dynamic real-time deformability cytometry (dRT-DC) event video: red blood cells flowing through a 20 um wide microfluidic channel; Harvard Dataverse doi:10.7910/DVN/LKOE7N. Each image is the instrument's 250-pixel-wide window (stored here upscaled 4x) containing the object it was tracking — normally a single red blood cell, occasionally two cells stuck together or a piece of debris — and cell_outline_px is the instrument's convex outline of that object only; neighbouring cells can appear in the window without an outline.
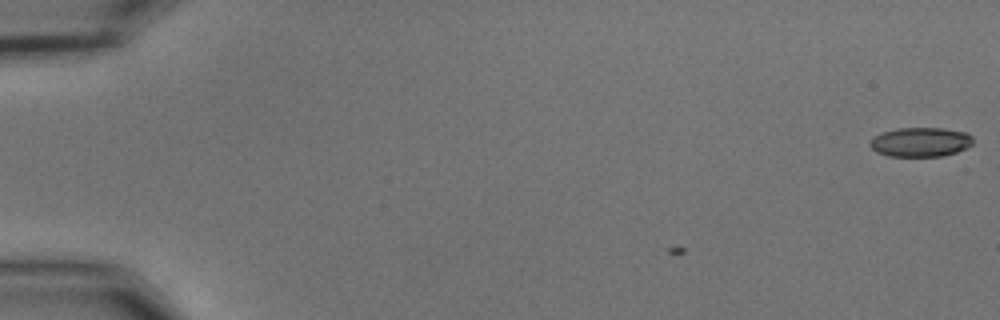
{"species": "common noctule bat (a hibernating species)", "species_latin": "Nyctalus noctula", "temperature_condition": "cold", "stored_images_in_passage": 4, "camera_frame_rate_fps": 3000, "um_per_image_px": 0.085, "animal": {"sex": "male", "body_mass_g": 15.6}, "frame": {"image": 1, "passage_image": 4, "time_ms": 1.0, "image_size_px": [1000, 320], "cell_outline_px": [[972, 144], [956, 152], [940, 156], [888, 156], [876, 152], [868, 144], [876, 136], [884, 132], [896, 128], [940, 128], [968, 132], [972, 136]], "centroid_in_image_um": [78.25, 12.07], "position_along_channel_um": 6.8, "area_um2": 17.46}}